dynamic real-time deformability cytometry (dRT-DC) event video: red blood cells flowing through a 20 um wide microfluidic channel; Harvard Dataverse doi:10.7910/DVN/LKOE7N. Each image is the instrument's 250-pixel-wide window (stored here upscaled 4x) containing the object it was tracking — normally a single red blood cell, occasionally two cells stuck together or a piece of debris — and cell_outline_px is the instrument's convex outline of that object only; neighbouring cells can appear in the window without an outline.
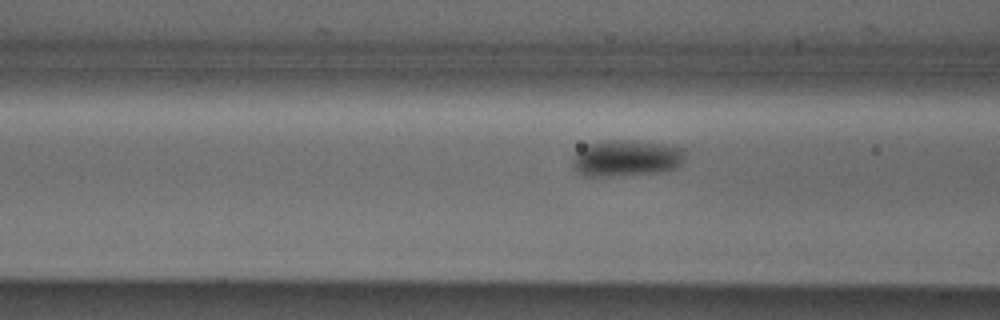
{"species": "Egyptian fruit bat (a non-hibernating species)", "species_latin": "Rousettus aegyptiacus", "temperature_condition": "cold", "stored_images_in_passage": 9, "camera_frame_rate_fps": 3000, "um_per_image_px": 0.085, "animal": {"sex": "male"}, "frame": {"image": 1, "passage_image": 6, "time_ms": 1.667, "image_size_px": [1000, 320], "cell_outline_px": [[684, 160], [676, 168], [660, 172], [608, 176], [588, 176], [576, 172], [572, 164], [572, 160], [580, 148], [588, 144], [604, 140], [632, 140], [664, 144], [684, 148]], "centroid_in_image_um": [53.23, 13.43], "position_along_channel_um": 113.4, "area_um2": 23.87}}